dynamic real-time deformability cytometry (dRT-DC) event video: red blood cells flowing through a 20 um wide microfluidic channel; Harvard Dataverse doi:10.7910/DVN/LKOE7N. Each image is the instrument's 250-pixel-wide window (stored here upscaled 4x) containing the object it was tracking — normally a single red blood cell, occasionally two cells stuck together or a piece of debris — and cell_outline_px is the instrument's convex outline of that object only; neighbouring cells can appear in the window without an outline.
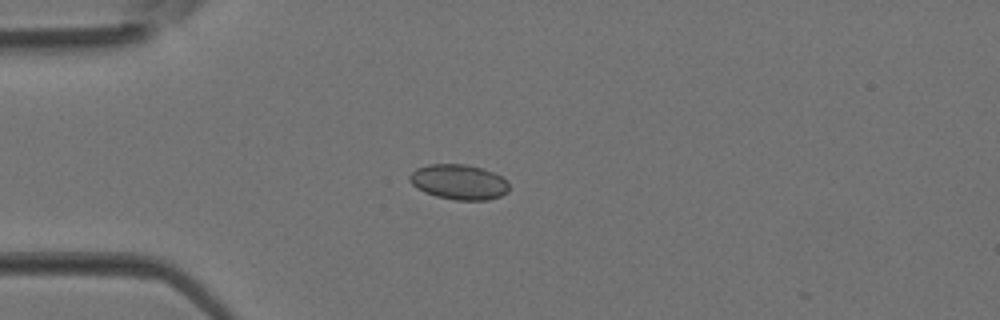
{"species": "Egyptian fruit bat (a non-hibernating species)", "species_latin": "Rousettus aegyptiacus", "temperature_condition": "room temperature", "stored_images_in_passage": 3, "camera_frame_rate_fps": 3000, "um_per_image_px": 0.085, "animal": {"sex": "female"}, "frame": {"image": 1, "passage_image": 3, "time_ms": 0.667, "image_size_px": [1000, 320], "cell_outline_px": [[508, 192], [500, 196], [488, 200], [456, 200], [436, 196], [424, 192], [416, 188], [408, 180], [408, 176], [416, 168], [428, 164], [464, 164], [484, 168], [508, 180]], "centroid_in_image_um": [38.99, 15.46], "position_along_channel_um": 46.0, "area_um2": 20.52}}